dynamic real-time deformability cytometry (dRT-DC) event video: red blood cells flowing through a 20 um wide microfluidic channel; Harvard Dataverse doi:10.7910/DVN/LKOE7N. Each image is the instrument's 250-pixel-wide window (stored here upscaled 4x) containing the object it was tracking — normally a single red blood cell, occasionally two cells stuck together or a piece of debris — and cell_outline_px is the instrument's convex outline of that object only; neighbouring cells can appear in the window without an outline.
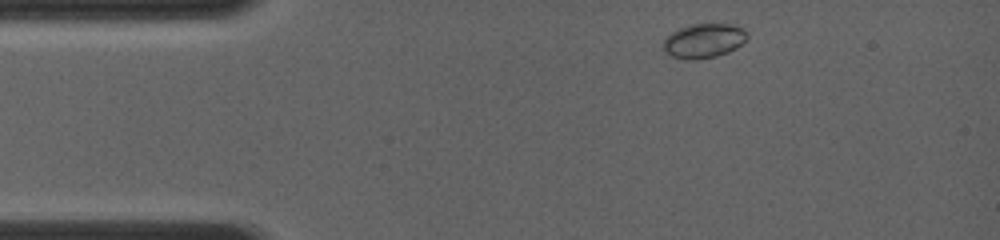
{"species": "common noctule bat (a hibernating species)", "species_latin": "Nyctalus noctula", "temperature_condition": "room temperature", "stored_images_in_passage": 15, "camera_frame_rate_fps": 4000, "um_per_image_px": 0.085, "animal": {"sex": "female", "body_mass_g": 19.0, "forearm_length_mm": 56.7}, "frame": {"image": 1, "passage_image": 1, "time_ms": 0.0, "image_size_px": [1000, 240], "cell_outline_px": [[748, 36], [736, 48], [728, 52], [716, 56], [696, 60], [688, 60], [672, 56], [664, 52], [660, 48], [664, 40], [672, 32], [680, 28], [692, 24], [732, 24], [744, 28], [748, 32]], "centroid_in_image_um": [59.8, 3.47], "position_along_channel_um": 25.2, "area_um2": 16.94}}
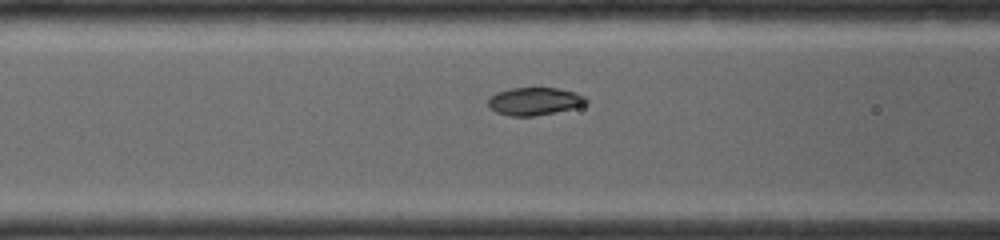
{"frame": {"image": 2, "passage_image": 12, "time_ms": 3.5, "image_size_px": [1000, 240], "cell_outline_px": [[588, 104], [556, 112], [532, 116], [512, 116], [496, 112], [488, 108], [488, 100], [496, 92], [508, 88], [556, 88], [576, 92], [584, 96], [588, 100]], "centroid_in_image_um": [45.43, 8.6], "position_along_channel_um": 121.2, "area_um2": 15.9}}
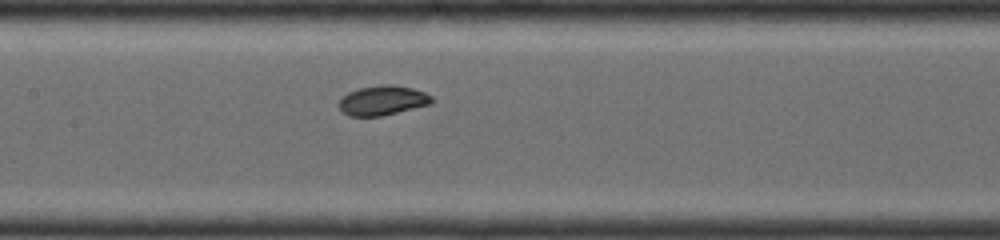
{"frame": {"image": 3, "passage_image": 15, "time_ms": 4.75, "image_size_px": [1000, 240], "cell_outline_px": [[432, 104], [380, 116], [348, 116], [340, 112], [340, 100], [348, 92], [360, 88], [380, 84], [392, 84], [412, 88], [424, 92], [432, 96]], "centroid_in_image_um": [32.52, 8.53], "position_along_channel_um": 174.9, "area_um2": 16.01}}